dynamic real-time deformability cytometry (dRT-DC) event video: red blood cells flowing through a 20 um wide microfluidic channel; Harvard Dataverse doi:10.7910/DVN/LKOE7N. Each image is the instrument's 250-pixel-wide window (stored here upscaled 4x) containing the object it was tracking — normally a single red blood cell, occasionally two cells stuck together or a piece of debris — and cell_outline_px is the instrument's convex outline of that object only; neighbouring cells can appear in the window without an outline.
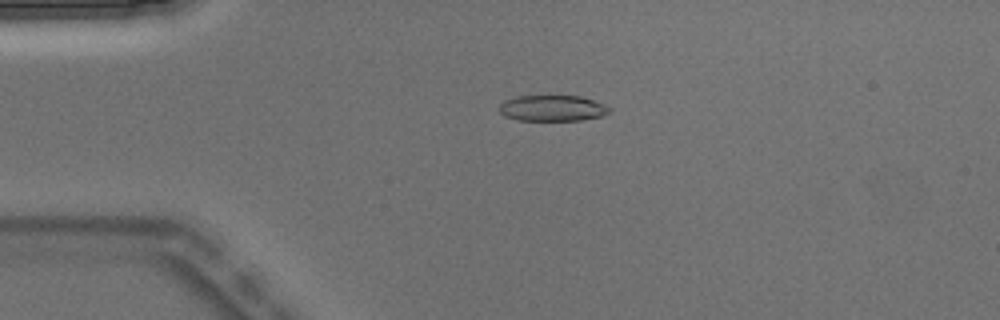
{"species": "Egyptian fruit bat (a non-hibernating species)", "species_latin": "Rousettus aegyptiacus", "temperature_condition": "warm", "stored_images_in_passage": 4, "camera_frame_rate_fps": 3000, "um_per_image_px": 0.085, "animal": {"sex": "male"}, "frame": {"image": 1, "passage_image": 4, "time_ms": 1.0, "image_size_px": [1000, 320], "cell_outline_px": [[612, 112], [604, 116], [580, 120], [516, 120], [504, 116], [500, 112], [500, 104], [504, 100], [516, 96], [580, 96], [604, 104], [612, 108]], "centroid_in_image_um": [46.98, 9.2], "position_along_channel_um": 38.0, "area_um2": 16.76}}